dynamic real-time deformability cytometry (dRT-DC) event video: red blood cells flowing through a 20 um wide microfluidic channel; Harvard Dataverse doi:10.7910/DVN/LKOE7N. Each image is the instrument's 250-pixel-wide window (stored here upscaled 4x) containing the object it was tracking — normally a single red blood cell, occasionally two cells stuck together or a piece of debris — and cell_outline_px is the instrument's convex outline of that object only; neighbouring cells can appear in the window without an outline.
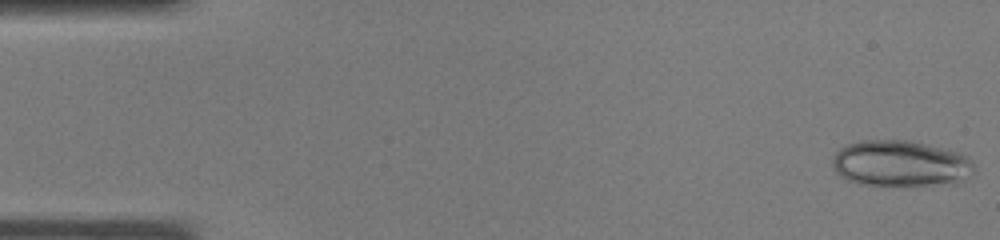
{"species": "common noctule bat (a hibernating species)", "species_latin": "Nyctalus noctula", "temperature_condition": "warm", "stored_images_in_passage": 12, "camera_frame_rate_fps": 3000, "um_per_image_px": 0.085, "animal": {"sex": "male", "body_mass_g": 19.0, "forearm_length_mm": 50.8}, "frame": {"image": 1, "passage_image": 1, "time_ms": 0.0, "image_size_px": [1000, 240], "cell_outline_px": [[976, 172], [964, 180], [956, 184], [860, 184], [848, 180], [840, 176], [832, 168], [832, 160], [836, 152], [844, 144], [860, 140], [912, 140], [956, 152], [968, 156], [972, 160]], "centroid_in_image_um": [76.55, 13.88], "position_along_channel_um": 8.4, "area_um2": 38.21}}